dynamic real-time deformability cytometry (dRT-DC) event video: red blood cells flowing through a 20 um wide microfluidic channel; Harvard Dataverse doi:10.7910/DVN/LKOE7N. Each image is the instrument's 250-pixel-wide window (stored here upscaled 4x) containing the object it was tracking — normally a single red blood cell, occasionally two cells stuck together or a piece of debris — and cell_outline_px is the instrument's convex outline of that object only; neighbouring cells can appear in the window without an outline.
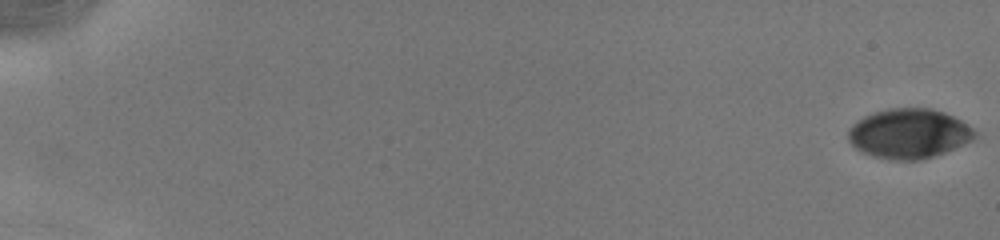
{"species": "human", "species_latin": "Homo sapiens", "temperature_condition": "cold", "stored_images_in_passage": 51, "camera_frame_rate_fps": 3000, "um_per_image_px": 0.085, "donor": {"sex": "male"}, "frame": {"image": 1, "passage_image": 1, "time_ms": 0.0, "image_size_px": [1000, 240], "cell_outline_px": [[976, 136], [972, 140], [944, 152], [920, 160], [888, 160], [872, 156], [860, 152], [848, 140], [848, 128], [856, 120], [872, 112], [888, 108], [932, 108], [944, 112], [960, 120], [972, 128], [976, 132]], "centroid_in_image_um": [77.2, 11.35], "position_along_channel_um": 7.8, "area_um2": 36.76}}
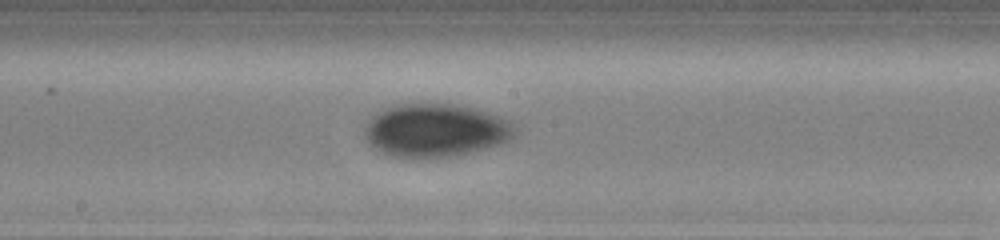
{"frame": {"image": 2, "passage_image": 30, "time_ms": 9.667, "image_size_px": [1000, 240], "cell_outline_px": [[520, 128], [516, 136], [512, 140], [504, 144], [464, 156], [448, 160], [404, 160], [384, 156], [372, 148], [368, 144], [364, 136], [364, 120], [368, 116], [400, 100], [448, 100], [464, 104], [512, 120], [520, 124]], "centroid_in_image_um": [37.02, 11.07], "position_along_channel_um": 211.2, "area_um2": 52.02}}
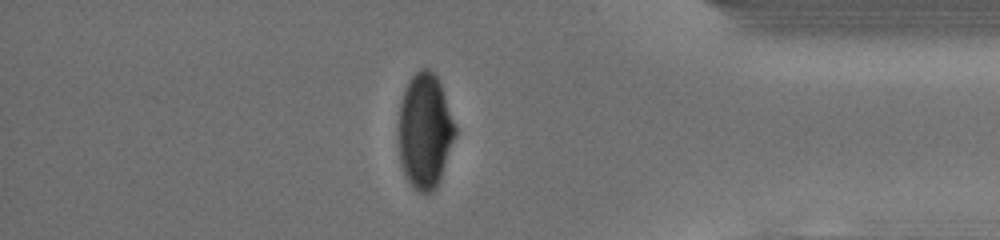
{"frame": {"image": 3, "passage_image": 45, "time_ms": 14.667, "image_size_px": [1000, 240], "cell_outline_px": [[456, 136], [436, 188], [432, 192], [420, 192], [408, 180], [404, 172], [400, 160], [396, 128], [400, 108], [404, 92], [408, 80], [420, 68], [428, 68], [436, 76], [440, 84], [456, 128]], "centroid_in_image_um": [36.09, 11.12], "position_along_channel_um": 399.1, "area_um2": 37.86}, "authors_computed_cell_mechanics": {"area_um2": 43.8702, "velocity_mm_per_s": 4.1689, "shape_relaxation_time_tau1_ms": 2.0483, "shape_relaxation_time_tau2_ms": 2.4313, "deformation_change_tau1": 0.0944, "deformation_change_tau2": 0.0404}}